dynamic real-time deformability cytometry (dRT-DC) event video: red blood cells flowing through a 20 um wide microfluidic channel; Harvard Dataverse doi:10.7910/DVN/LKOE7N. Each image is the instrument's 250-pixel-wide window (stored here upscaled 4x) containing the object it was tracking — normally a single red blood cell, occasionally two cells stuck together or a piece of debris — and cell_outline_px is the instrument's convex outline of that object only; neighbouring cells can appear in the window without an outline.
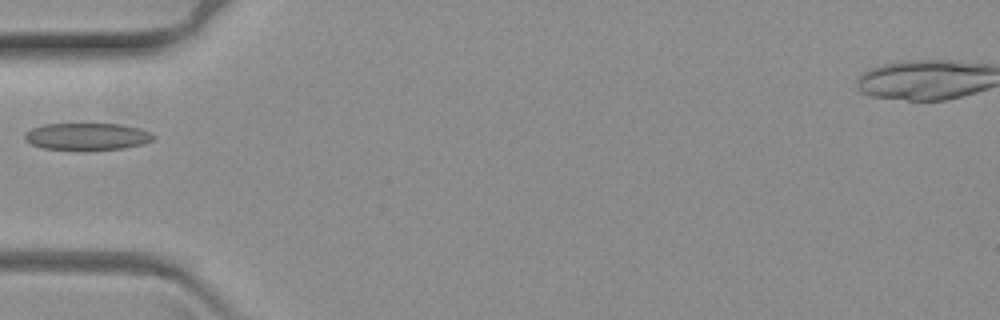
{"species": "common noctule bat (a hibernating species)", "species_latin": "Nyctalus noctula", "temperature_condition": "warm", "stored_images_in_passage": 44, "camera_frame_rate_fps": 3000, "um_per_image_px": 0.085, "animal": {"sex": "female", "body_mass_g": 19.3, "forearm_length_mm": 54.1}, "frame": {"image": 1, "passage_image": 1, "time_ms": 0.0, "image_size_px": [1000, 320], "cell_outline_px": [[156, 136], [152, 140], [144, 144], [124, 148], [84, 152], [44, 148], [32, 144], [24, 140], [24, 132], [32, 128], [44, 124], [120, 124], [140, 128], [152, 132]], "centroid_in_image_um": [7.42, 11.63], "position_along_channel_um": 77.6, "area_um2": 20.98}}
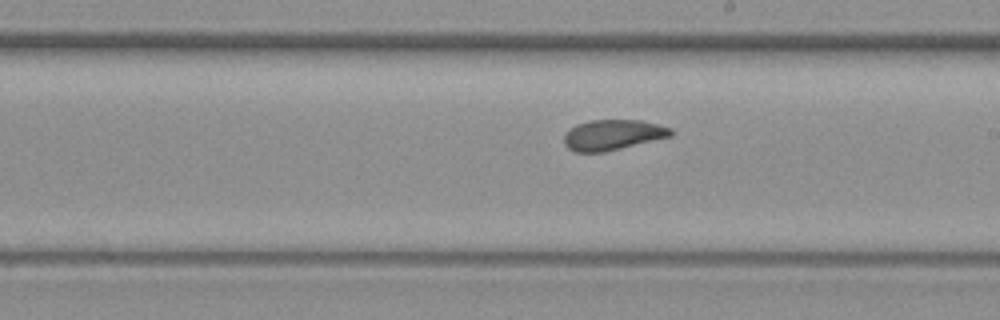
{"frame": {"image": 2, "passage_image": 16, "time_ms": 5.0, "image_size_px": [1000, 320], "cell_outline_px": [[672, 136], [604, 152], [572, 152], [564, 144], [564, 136], [576, 124], [588, 120], [640, 120], [672, 128]], "centroid_in_image_um": [52.07, 11.46], "position_along_channel_um": 236.9, "area_um2": 18.84}}
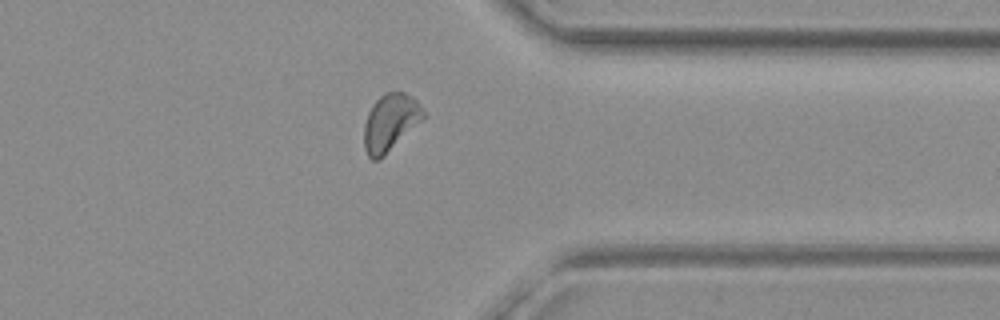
{"frame": {"image": 3, "passage_image": 30, "time_ms": 9.667, "image_size_px": [1000, 320], "cell_outline_px": [[428, 116], [424, 120], [380, 160], [372, 160], [368, 156], [364, 148], [364, 124], [368, 112], [372, 104], [384, 92], [404, 92], [412, 96], [420, 104]], "centroid_in_image_um": [33.21, 10.42], "position_along_channel_um": 378.2, "area_um2": 20.23}}